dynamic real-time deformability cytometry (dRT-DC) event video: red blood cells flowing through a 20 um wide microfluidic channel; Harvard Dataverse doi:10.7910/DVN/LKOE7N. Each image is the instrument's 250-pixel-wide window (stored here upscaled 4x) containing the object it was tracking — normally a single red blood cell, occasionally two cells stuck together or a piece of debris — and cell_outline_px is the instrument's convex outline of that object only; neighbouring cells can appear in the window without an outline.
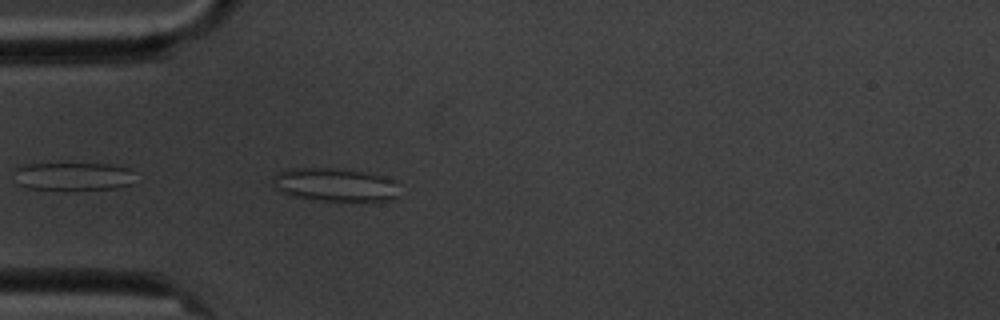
{"species": "common noctule bat (a hibernating species)", "species_latin": "Nyctalus noctula", "temperature_condition": "cold", "stored_images_in_passage": 5, "camera_frame_rate_fps": 3000, "um_per_image_px": 0.085, "animal": {"sex": "male", "body_mass_g": 20.1, "forearm_length_mm": 53.5}, "frame": {"image": 1, "passage_image": 5, "time_ms": 4.667, "image_size_px": [1000, 320], "cell_outline_px": [[396, 196], [392, 200], [320, 200], [288, 196], [276, 188], [272, 180], [276, 172], [292, 168], [336, 168], [364, 172], [384, 176], [396, 180]], "centroid_in_image_um": [28.43, 15.69], "position_along_channel_um": 56.6, "area_um2": 24.39}}